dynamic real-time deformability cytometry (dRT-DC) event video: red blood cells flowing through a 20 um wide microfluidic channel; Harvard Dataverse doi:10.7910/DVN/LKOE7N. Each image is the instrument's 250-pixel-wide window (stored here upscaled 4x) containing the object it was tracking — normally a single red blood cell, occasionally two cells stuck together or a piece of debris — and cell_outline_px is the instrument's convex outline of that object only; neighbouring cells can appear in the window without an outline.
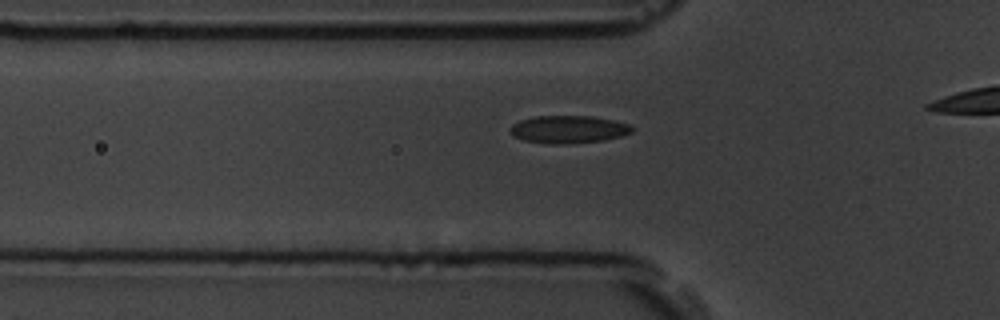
{"species": "common noctule bat (a hibernating species)", "species_latin": "Nyctalus noctula", "temperature_condition": "room temperature", "stored_images_in_passage": 33, "camera_frame_rate_fps": 3000, "um_per_image_px": 0.085, "animal": {"sex": "male", "body_mass_g": 19.5, "forearm_length_mm": 54.6}, "frame": {"image": 1, "passage_image": 5, "time_ms": 1.333, "image_size_px": [1000, 320], "cell_outline_px": [[636, 128], [632, 132], [620, 136], [604, 140], [564, 144], [552, 144], [524, 140], [512, 136], [508, 128], [512, 124], [520, 120], [536, 116], [592, 116], [616, 120], [632, 124]], "centroid_in_image_um": [48.34, 10.99], "position_along_channel_um": 77.5, "area_um2": 19.88}}
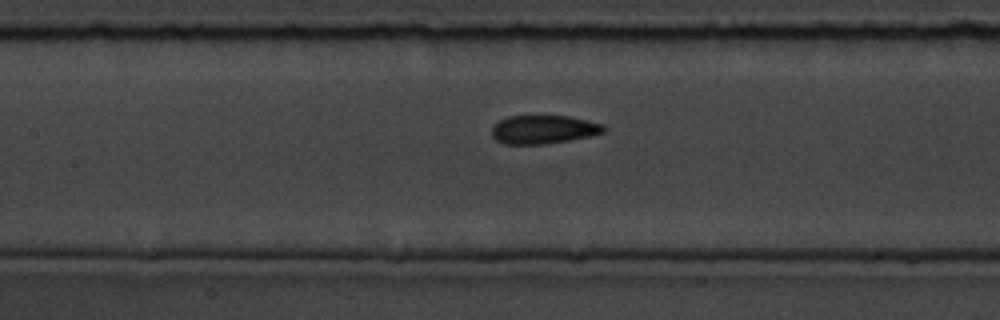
{"frame": {"image": 2, "passage_image": 12, "time_ms": 3.667, "image_size_px": [1000, 320], "cell_outline_px": [[608, 128], [604, 132], [592, 136], [544, 144], [504, 144], [496, 140], [492, 136], [492, 128], [500, 120], [508, 116], [568, 116], [588, 120], [604, 124]], "centroid_in_image_um": [46.24, 11.0], "position_along_channel_um": 161.2, "area_um2": 18.67}}
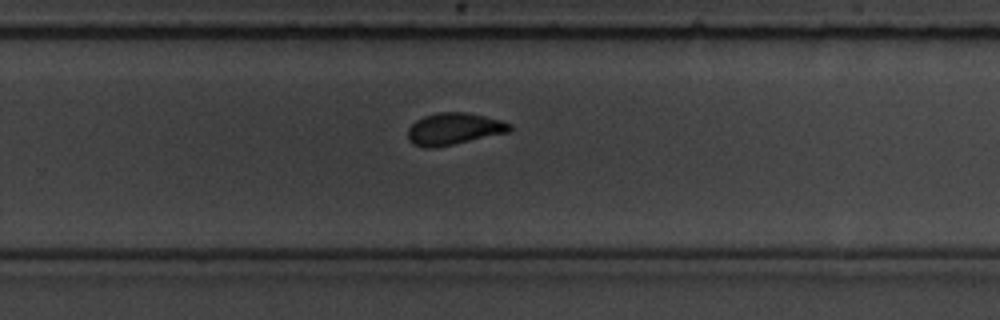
{"frame": {"image": 3, "passage_image": 23, "time_ms": 7.333, "image_size_px": [1000, 320], "cell_outline_px": [[512, 128], [508, 132], [452, 144], [432, 148], [424, 148], [412, 144], [408, 140], [408, 128], [416, 120], [424, 116], [436, 112], [468, 112], [500, 120], [512, 124]], "centroid_in_image_um": [38.54, 10.94], "position_along_channel_um": 291.3, "area_um2": 18.84}}